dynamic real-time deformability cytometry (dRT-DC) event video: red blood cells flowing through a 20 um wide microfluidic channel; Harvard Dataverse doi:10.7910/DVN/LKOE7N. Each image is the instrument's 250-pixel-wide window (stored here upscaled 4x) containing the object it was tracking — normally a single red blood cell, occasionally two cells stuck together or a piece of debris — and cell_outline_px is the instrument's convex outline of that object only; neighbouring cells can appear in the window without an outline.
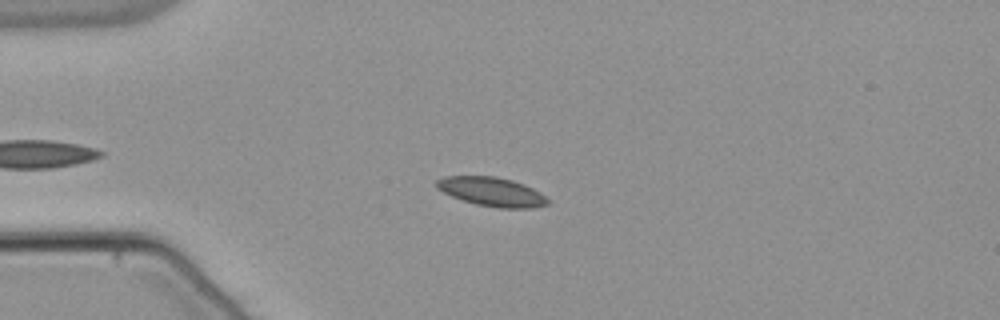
{"species": "common noctule bat (a hibernating species)", "species_latin": "Nyctalus noctula", "temperature_condition": "warm", "stored_images_in_passage": 48, "camera_frame_rate_fps": 3000, "um_per_image_px": 0.085, "animal": {"sex": "male", "body_mass_g": 21.5, "forearm_length_mm": 52.0}, "frame": {"image": 1, "passage_image": 11, "time_ms": 3.333, "image_size_px": [1000, 320], "cell_outline_px": [[548, 204], [532, 208], [496, 208], [476, 204], [452, 196], [436, 188], [436, 180], [444, 176], [496, 176], [512, 180], [524, 184], [540, 192], [548, 200]], "centroid_in_image_um": [41.79, 16.29], "position_along_channel_um": 43.2, "area_um2": 18.73}}
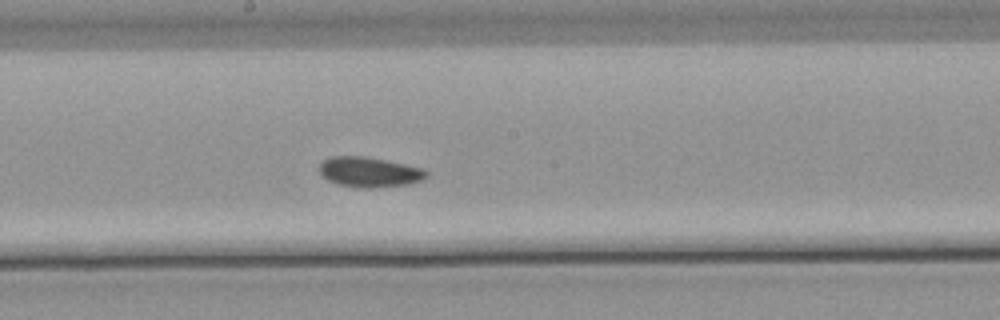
{"frame": {"image": 2, "passage_image": 27, "time_ms": 8.667, "image_size_px": [1000, 320], "cell_outline_px": [[428, 176], [420, 180], [408, 184], [372, 188], [360, 188], [336, 184], [320, 176], [320, 164], [324, 160], [332, 156], [364, 156], [424, 168], [428, 172]], "centroid_in_image_um": [31.37, 14.63], "position_along_channel_um": 216.8, "area_um2": 18.79}}
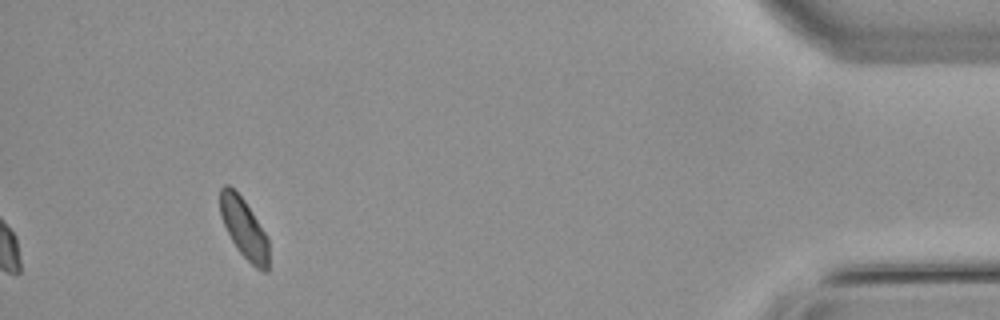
{"frame": {"image": 3, "passage_image": 48, "time_ms": 15.667, "image_size_px": [1000, 320], "cell_outline_px": [[268, 272], [264, 272], [256, 268], [236, 248], [220, 216], [220, 188], [224, 184], [228, 184], [244, 200], [268, 236]], "centroid_in_image_um": [20.75, 19.4], "position_along_channel_um": 414.5, "area_um2": 16.88}, "authors_computed_cell_mechanics": {"area_um2": 18.5538, "velocity_mm_per_s": 3.755, "shape_relaxation_time_tau1_ms": 8.198, "shape_relaxation_time_tau2_ms": 2.5292, "deformation_change_tau1": 0.0743, "deformation_change_tau2": 0.0558}}